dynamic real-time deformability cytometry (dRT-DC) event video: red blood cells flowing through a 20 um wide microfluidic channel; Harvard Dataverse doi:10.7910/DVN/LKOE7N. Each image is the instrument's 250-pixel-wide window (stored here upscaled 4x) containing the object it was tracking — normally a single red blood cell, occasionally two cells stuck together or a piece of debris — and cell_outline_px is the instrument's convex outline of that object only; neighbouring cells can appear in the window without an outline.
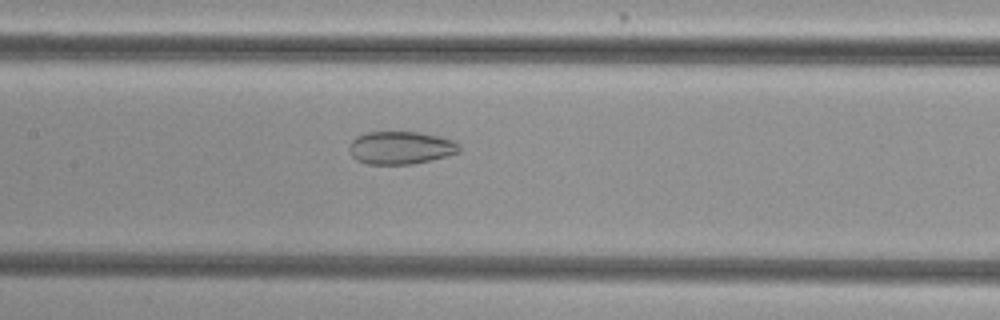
{"species": "common noctule bat (a hibernating species)", "species_latin": "Nyctalus noctula", "temperature_condition": "cold", "stored_images_in_passage": 54, "camera_frame_rate_fps": 3000, "um_per_image_px": 0.085, "animal": {"sex": "female", "body_mass_g": 29.2, "forearm_length_mm": 56.3}, "frame": {"image": 1, "passage_image": 26, "time_ms": 8.333, "image_size_px": [1000, 320], "cell_outline_px": [[460, 152], [432, 160], [412, 164], [368, 164], [356, 160], [352, 156], [348, 148], [352, 140], [356, 136], [368, 132], [416, 132], [440, 136], [452, 140], [460, 144]], "centroid_in_image_um": [34.06, 12.56], "position_along_channel_um": 173.3, "area_um2": 21.15}}
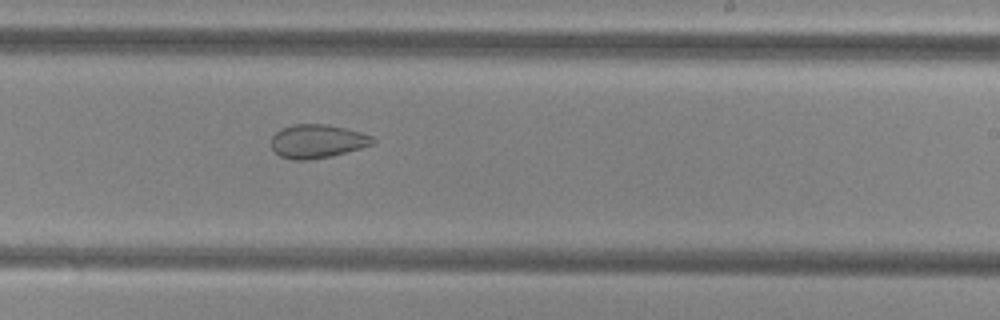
{"frame": {"image": 2, "passage_image": 33, "time_ms": 10.667, "image_size_px": [1000, 320], "cell_outline_px": [[376, 144], [332, 156], [308, 160], [296, 160], [280, 156], [272, 148], [272, 136], [276, 132], [292, 124], [324, 124], [344, 128], [360, 132], [372, 136], [376, 140]], "centroid_in_image_um": [27.01, 12.01], "position_along_channel_um": 262.0, "area_um2": 19.83}}
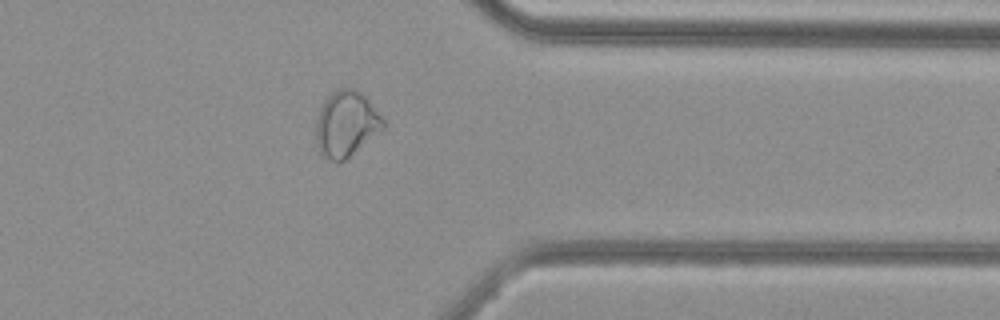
{"frame": {"image": 3, "passage_image": 43, "time_ms": 14.0, "image_size_px": [1000, 320], "cell_outline_px": [[384, 128], [344, 160], [324, 160], [320, 156], [316, 140], [316, 120], [320, 108], [324, 100], [332, 92], [340, 88], [356, 88], [368, 100], [384, 120]], "centroid_in_image_um": [29.38, 10.53], "position_along_channel_um": 382.0, "area_um2": 25.49}, "authors_computed_cell_mechanics": {"area_um2": 27.1949, "velocity_mm_per_s": 3.8145, "shape_relaxation_time_tau1_ms": null, "shape_relaxation_time_tau2_ms": 2.1828, "deformation_change_tau1": null, "deformation_change_tau2": 0.0705}}